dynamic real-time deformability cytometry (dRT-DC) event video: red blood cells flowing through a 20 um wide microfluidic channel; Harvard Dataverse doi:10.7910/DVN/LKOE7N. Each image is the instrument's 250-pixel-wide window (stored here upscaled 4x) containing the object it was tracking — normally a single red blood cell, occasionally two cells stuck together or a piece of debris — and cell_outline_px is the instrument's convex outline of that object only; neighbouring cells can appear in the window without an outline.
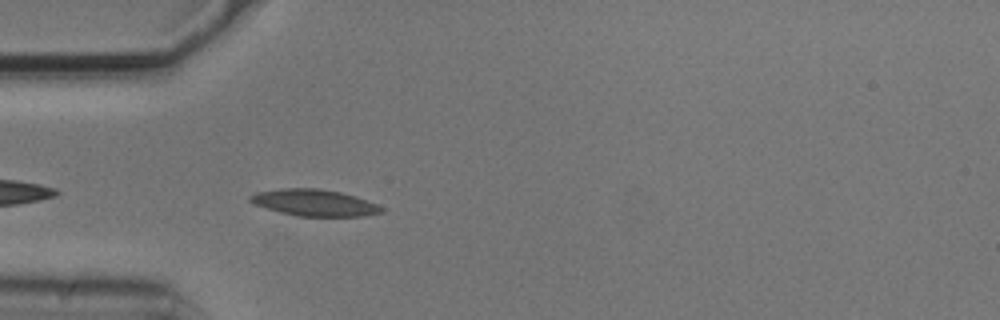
{"species": "common noctule bat (a hibernating species)", "species_latin": "Nyctalus noctula", "temperature_condition": "cold", "stored_images_in_passage": 3, "camera_frame_rate_fps": 3000, "um_per_image_px": 0.085, "animal": {"sex": "male", "body_mass_g": 20.5, "forearm_length_mm": 52.5}, "frame": {"image": 1, "passage_image": 3, "time_ms": 0.667, "image_size_px": [1000, 320], "cell_outline_px": [[384, 212], [360, 216], [296, 216], [280, 212], [256, 204], [248, 200], [248, 196], [256, 192], [280, 188], [320, 188], [340, 192], [356, 196], [376, 204], [384, 208]], "centroid_in_image_um": [26.71, 17.22], "position_along_channel_um": 58.3, "area_um2": 20.29}}